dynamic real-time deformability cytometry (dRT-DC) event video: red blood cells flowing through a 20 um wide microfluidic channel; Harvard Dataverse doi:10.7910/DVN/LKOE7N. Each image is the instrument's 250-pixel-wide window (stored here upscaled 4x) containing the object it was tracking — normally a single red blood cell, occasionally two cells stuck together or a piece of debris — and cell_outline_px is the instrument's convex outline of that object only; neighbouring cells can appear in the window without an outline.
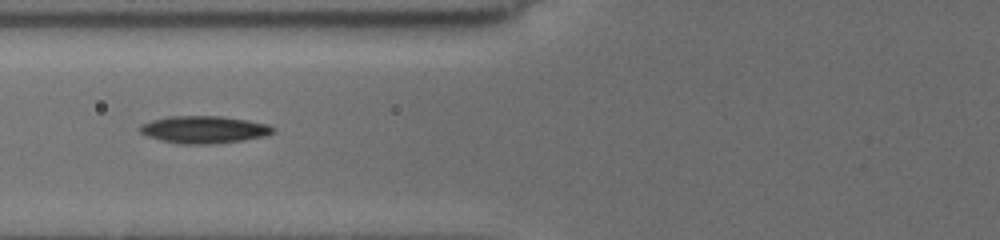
{"species": "common noctule bat (a hibernating species)", "species_latin": "Nyctalus noctula", "temperature_condition": "cold", "stored_images_in_passage": 12, "camera_frame_rate_fps": 3000, "um_per_image_px": 0.085, "animal": {"sex": "female", "body_mass_g": 19.5, "forearm_length_mm": 54.1}, "frame": {"image": 1, "passage_image": 4, "time_ms": 1.667, "image_size_px": [1000, 240], "cell_outline_px": [[276, 132], [264, 136], [240, 140], [212, 144], [176, 144], [160, 140], [148, 136], [140, 132], [136, 128], [140, 124], [152, 120], [168, 116], [220, 116], [248, 120], [268, 124], [276, 128]], "centroid_in_image_um": [17.31, 11.01], "position_along_channel_um": 108.5, "area_um2": 21.39}}
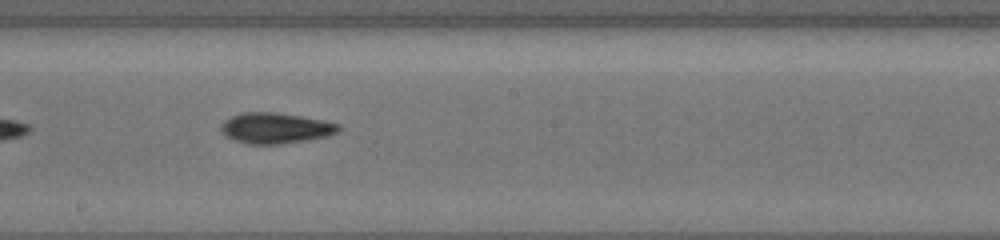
{"frame": {"image": 2, "passage_image": 10, "time_ms": 4.667, "image_size_px": [1000, 240], "cell_outline_px": [[340, 128], [336, 132], [328, 136], [308, 140], [280, 144], [248, 144], [232, 140], [224, 136], [220, 128], [220, 124], [224, 120], [232, 116], [244, 112], [276, 112], [300, 116], [340, 124]], "centroid_in_image_um": [23.36, 10.9], "position_along_channel_um": 224.8, "area_um2": 21.1}}
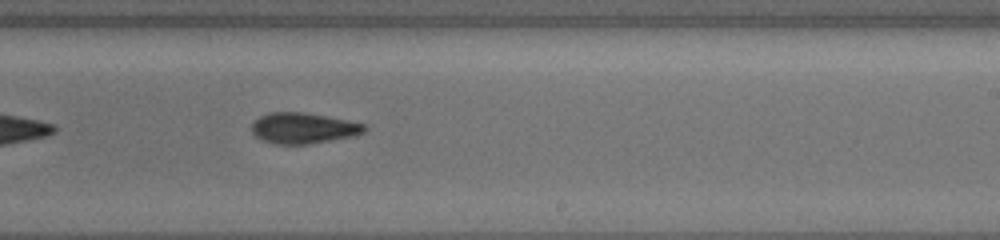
{"frame": {"image": 3, "passage_image": 12, "time_ms": 5.667, "image_size_px": [1000, 240], "cell_outline_px": [[368, 128], [364, 132], [356, 136], [308, 144], [272, 144], [260, 140], [252, 132], [252, 124], [260, 116], [268, 112], [304, 112], [364, 124]], "centroid_in_image_um": [25.76, 10.9], "position_along_channel_um": 263.2, "area_um2": 20.23}}